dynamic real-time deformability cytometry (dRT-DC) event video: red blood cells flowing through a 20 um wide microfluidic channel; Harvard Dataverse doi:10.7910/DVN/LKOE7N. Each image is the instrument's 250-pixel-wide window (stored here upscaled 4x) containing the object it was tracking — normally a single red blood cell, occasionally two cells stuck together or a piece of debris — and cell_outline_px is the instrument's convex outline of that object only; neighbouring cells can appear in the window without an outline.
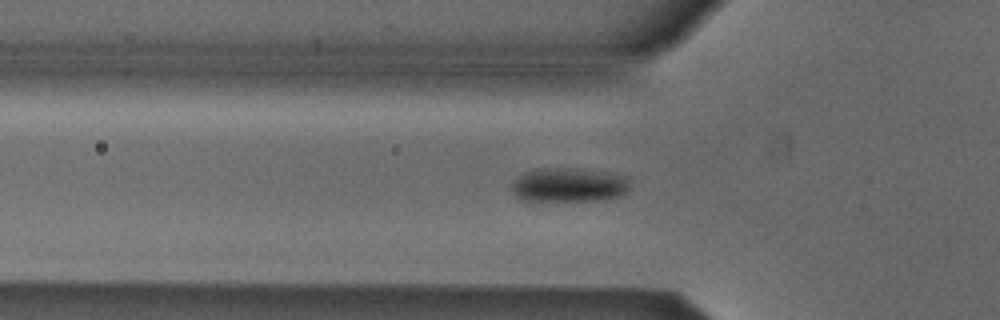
{"species": "Egyptian fruit bat (a non-hibernating species)", "species_latin": "Rousettus aegyptiacus", "temperature_condition": "cold", "stored_images_in_passage": 43, "camera_frame_rate_fps": 3000, "um_per_image_px": 0.085, "animal": {"sex": "male"}, "frame": {"image": 1, "passage_image": 7, "time_ms": 2.0, "image_size_px": [1000, 320], "cell_outline_px": [[628, 192], [620, 196], [608, 200], [520, 200], [512, 192], [512, 184], [520, 176], [536, 168], [568, 168], [604, 172], [628, 176]], "centroid_in_image_um": [48.39, 15.73], "position_along_channel_um": 77.4, "area_um2": 23.35}}
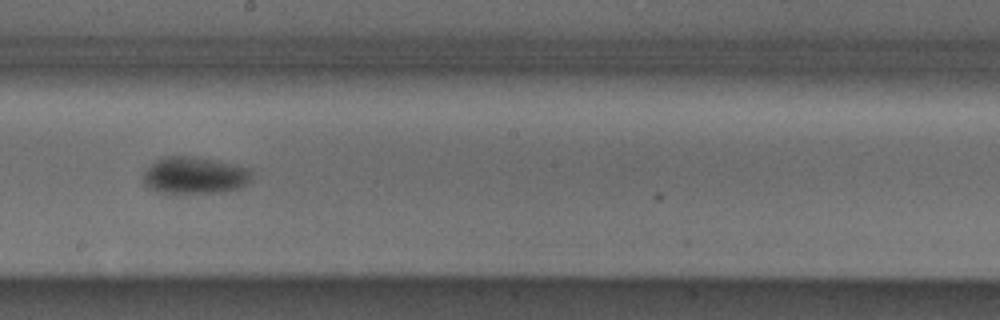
{"frame": {"image": 2, "passage_image": 19, "time_ms": 6.0, "image_size_px": [1000, 320], "cell_outline_px": [[252, 172], [248, 180], [240, 188], [220, 192], [156, 192], [148, 188], [144, 184], [144, 172], [156, 160], [164, 156], [200, 156], [216, 160], [244, 168]], "centroid_in_image_um": [16.48, 14.89], "position_along_channel_um": 231.7, "area_um2": 22.95}}
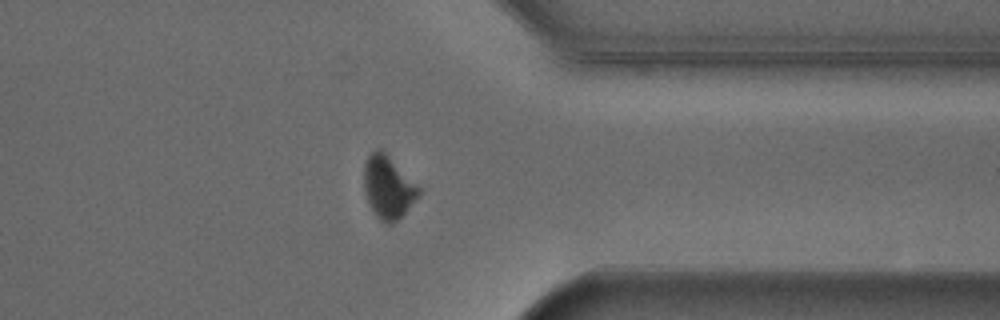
{"frame": {"image": 3, "passage_image": 31, "time_ms": 10.0, "image_size_px": [1000, 320], "cell_outline_px": [[420, 196], [392, 224], [384, 224], [376, 216], [368, 204], [364, 192], [364, 164], [368, 156], [376, 148], [380, 148], [420, 188]], "centroid_in_image_um": [32.96, 15.93], "position_along_channel_um": 378.4, "area_um2": 19.77}, "authors_computed_cell_mechanics": {"area_um2": 22.831, "velocity_mm_per_s": 3.8573, "shape_relaxation_time_tau1_ms": 2.5075, "shape_relaxation_time_tau2_ms": null, "deformation_change_tau1": 0.073, "deformation_change_tau2": null}}